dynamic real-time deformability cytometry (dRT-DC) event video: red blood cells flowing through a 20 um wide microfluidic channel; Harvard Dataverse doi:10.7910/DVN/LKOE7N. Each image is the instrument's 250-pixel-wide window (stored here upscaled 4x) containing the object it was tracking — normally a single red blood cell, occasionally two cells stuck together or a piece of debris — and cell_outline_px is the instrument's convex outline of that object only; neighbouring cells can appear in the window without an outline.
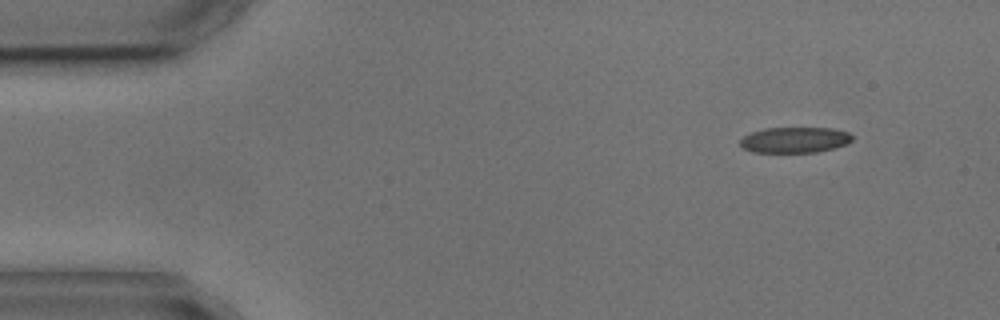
{"species": "common noctule bat (a hibernating species)", "species_latin": "Nyctalus noctula", "temperature_condition": "cold", "stored_images_in_passage": 5, "camera_frame_rate_fps": 3000, "um_per_image_px": 0.085, "animal": {"sex": "male", "body_mass_g": 17.9, "forearm_length_mm": 54.2}, "frame": {"image": 1, "passage_image": 1, "time_ms": 0.0, "image_size_px": [1000, 320], "cell_outline_px": [[852, 140], [844, 144], [832, 148], [816, 152], [752, 152], [744, 148], [740, 144], [740, 140], [744, 136], [752, 132], [764, 128], [832, 128], [848, 132], [852, 136]], "centroid_in_image_um": [67.53, 11.88], "position_along_channel_um": 17.5, "area_um2": 16.59}}